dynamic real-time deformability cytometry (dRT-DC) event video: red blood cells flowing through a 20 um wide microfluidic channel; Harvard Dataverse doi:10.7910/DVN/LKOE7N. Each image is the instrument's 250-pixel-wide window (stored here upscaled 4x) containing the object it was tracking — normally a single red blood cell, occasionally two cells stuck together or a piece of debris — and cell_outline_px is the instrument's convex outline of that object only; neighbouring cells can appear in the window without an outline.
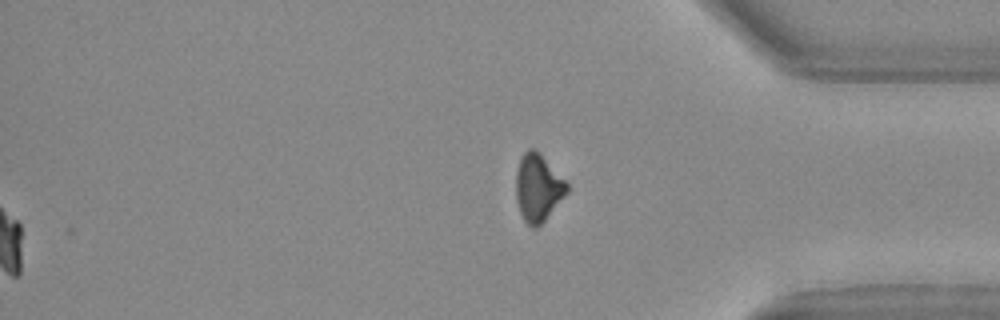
{"species": "Egyptian fruit bat (a non-hibernating species)", "species_latin": "Rousettus aegyptiacus", "temperature_condition": "warm", "stored_images_in_passage": 29, "segment_of_instrument_passage": [2, 2], "camera_frame_rate_fps": 3000, "um_per_image_px": 0.085, "animal": {"sex": "female"}, "frame": {"image": 1, "passage_image": 29, "time_ms": 9.333, "image_size_px": [1000, 320], "cell_outline_px": [[568, 192], [544, 220], [536, 228], [532, 228], [524, 220], [520, 212], [516, 200], [516, 172], [520, 160], [524, 152], [528, 148], [536, 148], [540, 152], [568, 184]], "centroid_in_image_um": [45.72, 15.93], "position_along_channel_um": 389.5, "area_um2": 19.88}}